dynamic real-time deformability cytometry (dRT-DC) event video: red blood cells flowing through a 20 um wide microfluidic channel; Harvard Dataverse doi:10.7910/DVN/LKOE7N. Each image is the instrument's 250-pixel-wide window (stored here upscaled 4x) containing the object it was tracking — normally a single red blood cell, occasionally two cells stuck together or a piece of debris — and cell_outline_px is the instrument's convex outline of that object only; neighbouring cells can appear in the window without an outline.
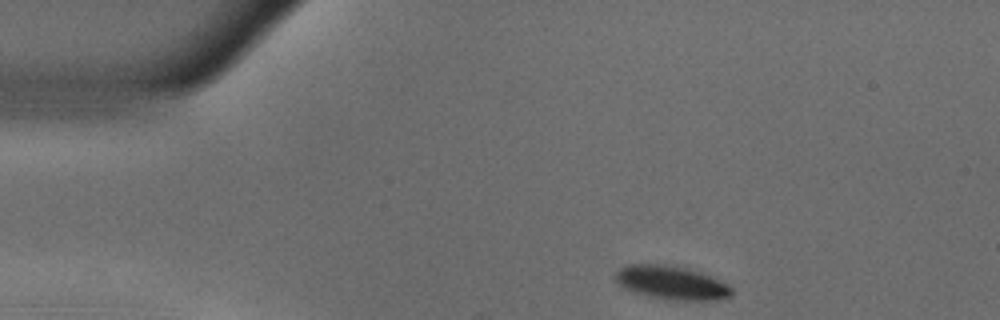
{"species": "common noctule bat (a hibernating species)", "species_latin": "Nyctalus noctula", "temperature_condition": "warm", "stored_images_in_passage": 47, "camera_frame_rate_fps": 3000, "um_per_image_px": 0.085, "animal": {"sex": "male", "body_mass_g": 18.8}, "frame": {"image": 1, "passage_image": 1, "time_ms": 0.0, "image_size_px": [1000, 320], "cell_outline_px": [[732, 296], [712, 300], [672, 300], [648, 296], [624, 288], [616, 280], [616, 272], [620, 268], [628, 264], [664, 264], [684, 268], [700, 272], [728, 284], [732, 288]], "centroid_in_image_um": [57.08, 24.03], "position_along_channel_um": 27.9, "area_um2": 22.48}}
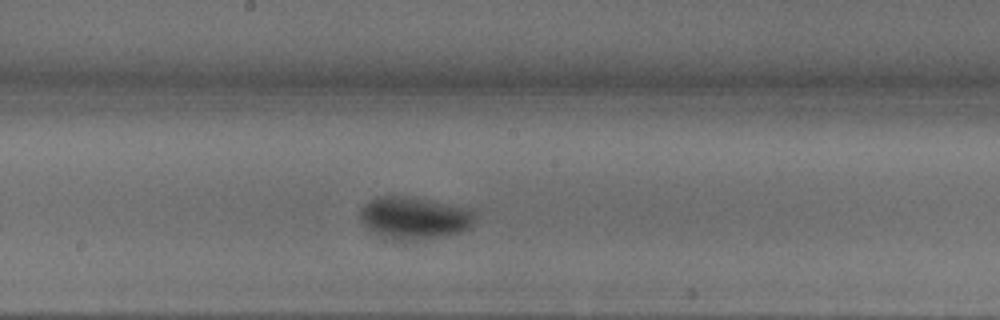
{"frame": {"image": 2, "passage_image": 21, "time_ms": 6.667, "image_size_px": [1000, 320], "cell_outline_px": [[472, 224], [468, 228], [460, 232], [440, 236], [416, 240], [388, 240], [372, 232], [364, 224], [360, 216], [360, 208], [364, 204], [376, 196], [404, 196], [468, 208], [472, 212]], "centroid_in_image_um": [35.12, 18.53], "position_along_channel_um": 213.1, "area_um2": 27.86}}
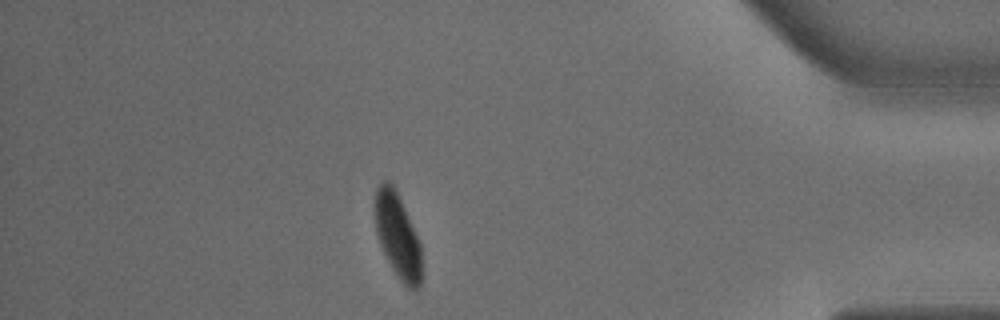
{"frame": {"image": 3, "passage_image": 40, "time_ms": 13.0, "image_size_px": [1000, 320], "cell_outline_px": [[424, 276], [416, 292], [412, 292], [396, 276], [380, 244], [376, 232], [372, 204], [376, 188], [384, 180], [388, 180], [396, 188], [420, 240]], "centroid_in_image_um": [33.82, 20.04], "position_along_channel_um": 401.4, "area_um2": 24.22}, "authors_computed_cell_mechanics": {"area_um2": 25.8366, "velocity_mm_per_s": 3.6297, "shape_relaxation_time_tau1_ms": 3.5291, "shape_relaxation_time_tau2_ms": null, "deformation_change_tau1": 0.1587, "deformation_change_tau2": null}}